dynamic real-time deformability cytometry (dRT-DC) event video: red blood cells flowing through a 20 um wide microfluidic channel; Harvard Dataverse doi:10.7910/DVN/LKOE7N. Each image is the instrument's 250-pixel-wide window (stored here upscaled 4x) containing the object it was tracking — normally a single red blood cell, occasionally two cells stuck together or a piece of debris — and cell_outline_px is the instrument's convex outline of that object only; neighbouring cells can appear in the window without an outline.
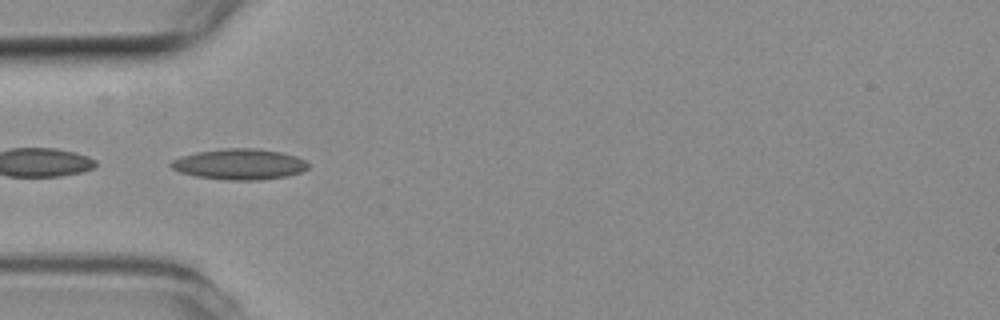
{"species": "common noctule bat (a hibernating species)", "species_latin": "Nyctalus noctula", "temperature_condition": "room temperature", "stored_images_in_passage": 28, "camera_frame_rate_fps": 3000, "um_per_image_px": 0.085, "animal": {"sex": "female", "body_mass_g": 19.3, "forearm_length_mm": 54.1}, "frame": {"image": 1, "passage_image": 15, "time_ms": 4.667, "image_size_px": [1000, 320], "cell_outline_px": [[308, 168], [300, 172], [288, 176], [260, 180], [228, 180], [196, 176], [180, 172], [172, 168], [168, 164], [172, 160], [180, 156], [196, 152], [228, 148], [256, 148], [280, 152], [296, 156], [304, 160], [308, 164]], "centroid_in_image_um": [20.34, 13.96], "position_along_channel_um": 64.7, "area_um2": 24.57}}
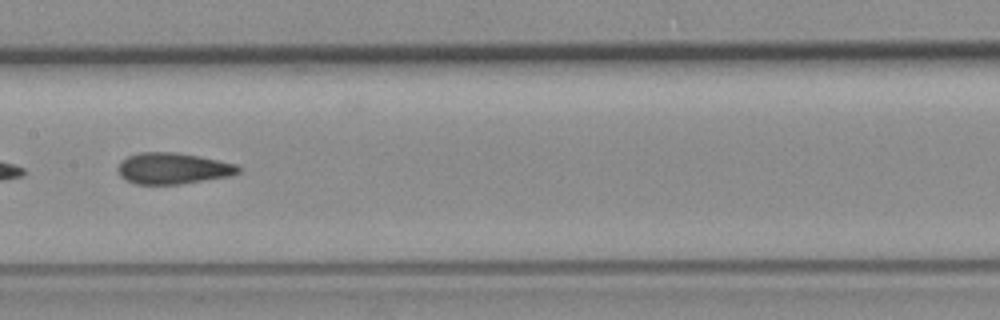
{"frame": {"image": 2, "passage_image": 25, "time_ms": 8.0, "image_size_px": [1000, 320], "cell_outline_px": [[240, 172], [232, 176], [180, 184], [136, 184], [124, 180], [120, 176], [116, 168], [120, 160], [128, 156], [140, 152], [172, 152], [200, 156], [236, 164], [240, 168]], "centroid_in_image_um": [14.67, 14.32], "position_along_channel_um": 192.7, "area_um2": 22.14}}